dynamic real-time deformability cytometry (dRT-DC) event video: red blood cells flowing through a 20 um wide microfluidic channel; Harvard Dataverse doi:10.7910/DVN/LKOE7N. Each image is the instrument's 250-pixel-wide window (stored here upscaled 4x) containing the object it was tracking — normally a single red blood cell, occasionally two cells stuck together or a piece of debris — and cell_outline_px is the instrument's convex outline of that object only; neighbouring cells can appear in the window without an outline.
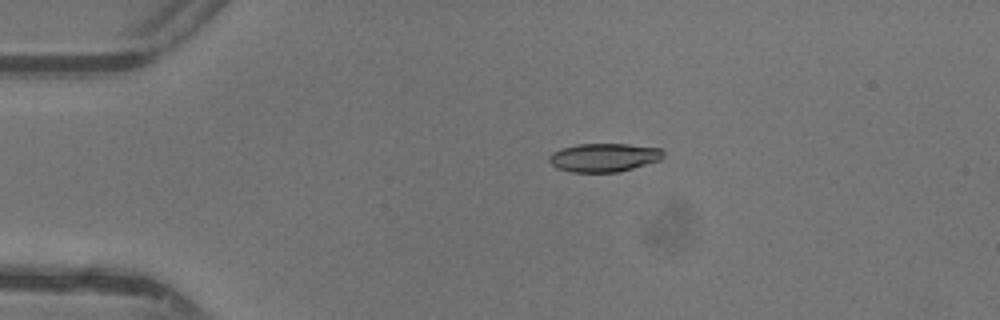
{"species": "common noctule bat (a hibernating species)", "species_latin": "Nyctalus noctula", "temperature_condition": "warm", "stored_images_in_passage": 38, "camera_frame_rate_fps": 3000, "um_per_image_px": 0.085, "animal": {"sex": "female"}, "frame": {"image": 1, "passage_image": 1, "time_ms": 0.0, "image_size_px": [1000, 320], "cell_outline_px": [[664, 156], [660, 160], [632, 168], [616, 172], [572, 172], [556, 168], [548, 160], [548, 156], [552, 152], [560, 148], [576, 144], [628, 144], [660, 148], [664, 152]], "centroid_in_image_um": [51.3, 13.38], "position_along_channel_um": 33.7, "area_um2": 19.02}}
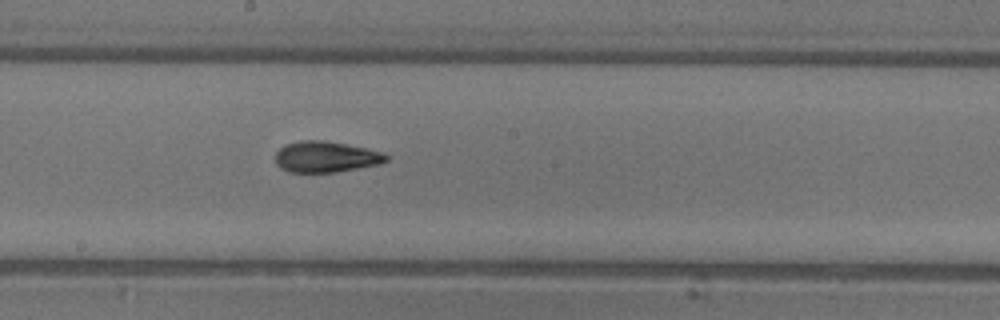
{"frame": {"image": 2, "passage_image": 17, "time_ms": 5.333, "image_size_px": [1000, 320], "cell_outline_px": [[388, 160], [380, 164], [336, 172], [288, 172], [280, 168], [276, 164], [276, 152], [280, 148], [288, 144], [300, 140], [324, 140], [384, 152], [388, 156]], "centroid_in_image_um": [27.69, 13.34], "position_along_channel_um": 220.5, "area_um2": 19.94}}
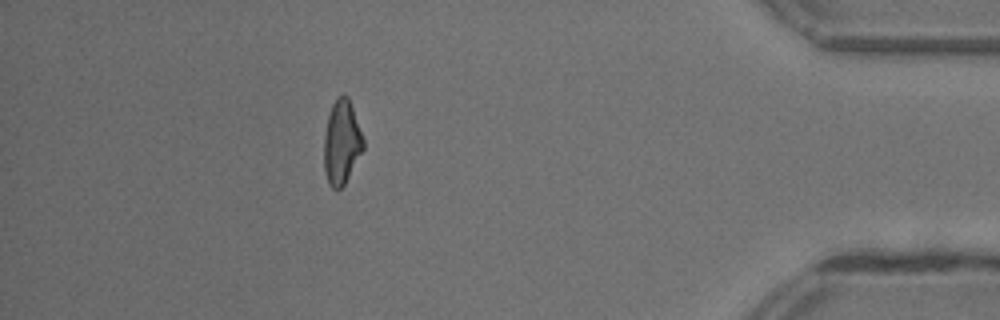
{"frame": {"image": 3, "passage_image": 33, "time_ms": 10.667, "image_size_px": [1000, 320], "cell_outline_px": [[364, 148], [344, 184], [340, 188], [332, 188], [328, 184], [324, 172], [324, 136], [328, 116], [332, 104], [340, 96], [348, 96], [364, 140]], "centroid_in_image_um": [29.03, 12.12], "position_along_channel_um": 406.2, "area_um2": 18.96}, "authors_computed_cell_mechanics": {"area_um2": 19.5653, "velocity_mm_per_s": 4.4143, "shape_relaxation_time_tau1_ms": 5.3312, "shape_relaxation_time_tau2_ms": 1.9555, "deformation_change_tau1": 0.2061, "deformation_change_tau2": 0.0957}}